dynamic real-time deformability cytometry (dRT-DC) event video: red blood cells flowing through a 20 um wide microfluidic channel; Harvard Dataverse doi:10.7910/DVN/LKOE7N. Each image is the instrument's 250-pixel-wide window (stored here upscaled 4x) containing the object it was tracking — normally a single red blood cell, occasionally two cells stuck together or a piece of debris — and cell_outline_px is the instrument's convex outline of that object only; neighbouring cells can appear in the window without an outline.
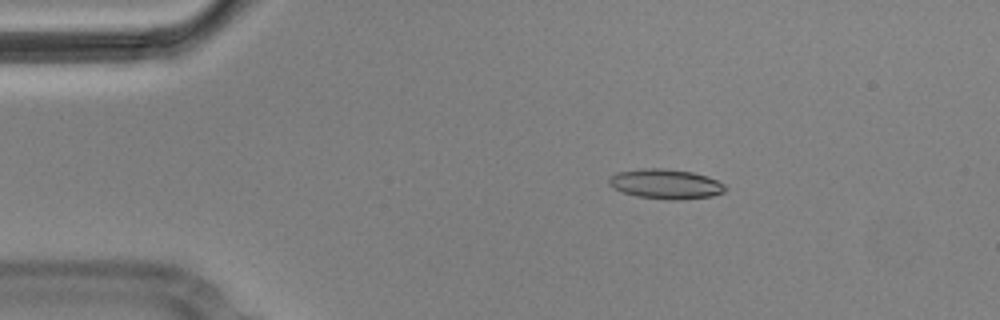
{"species": "Egyptian fruit bat (a non-hibernating species)", "species_latin": "Rousettus aegyptiacus", "temperature_condition": "cold", "stored_images_in_passage": 5, "camera_frame_rate_fps": 3000, "um_per_image_px": 0.085, "animal": {"sex": "male"}, "frame": {"image": 1, "passage_image": 2, "time_ms": 0.333, "image_size_px": [1000, 320], "cell_outline_px": [[728, 188], [724, 192], [712, 196], [680, 200], [668, 200], [636, 196], [620, 192], [612, 188], [608, 184], [608, 176], [616, 172], [644, 168], [664, 168], [692, 172], [708, 176], [724, 184]], "centroid_in_image_um": [56.55, 15.64], "position_along_channel_um": 28.5, "area_um2": 20.58}}
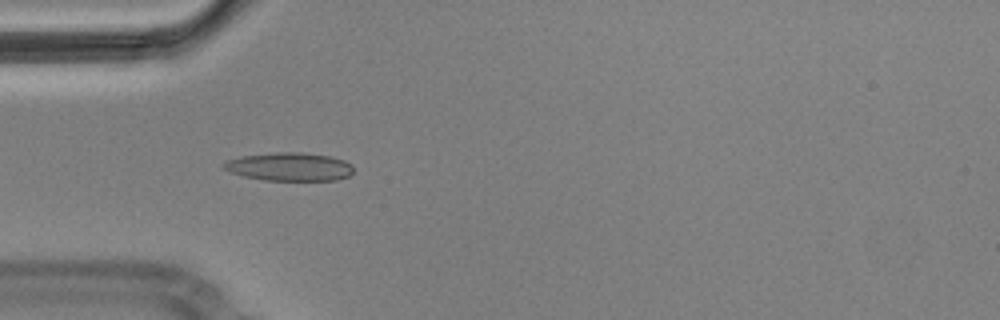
{"frame": {"image": 2, "passage_image": 4, "time_ms": 1.0, "image_size_px": [1000, 320], "cell_outline_px": [[352, 172], [348, 176], [336, 180], [264, 180], [244, 176], [228, 172], [220, 164], [224, 160], [240, 156], [276, 152], [300, 152], [332, 156], [344, 160], [352, 164]], "centroid_in_image_um": [24.55, 14.16], "position_along_channel_um": 60.4, "area_um2": 21.62}}